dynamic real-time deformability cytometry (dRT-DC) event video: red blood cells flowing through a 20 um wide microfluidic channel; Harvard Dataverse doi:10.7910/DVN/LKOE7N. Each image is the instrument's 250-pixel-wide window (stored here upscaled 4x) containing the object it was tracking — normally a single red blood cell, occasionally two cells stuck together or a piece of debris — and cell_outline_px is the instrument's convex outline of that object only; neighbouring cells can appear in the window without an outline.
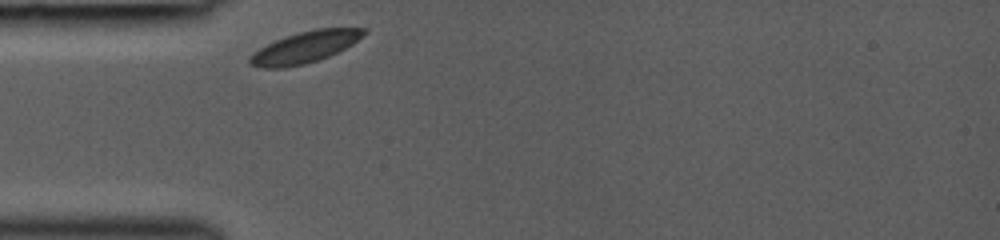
{"species": "common noctule bat (a hibernating species)", "species_latin": "Nyctalus noctula", "temperature_condition": "room temperature", "stored_images_in_passage": 27, "camera_frame_rate_fps": 3000, "um_per_image_px": 0.085, "animal": {"sex": "female", "body_mass_g": 19.0, "forearm_length_mm": 53.3}, "frame": {"image": 1, "passage_image": 1, "time_ms": 0.0, "image_size_px": [1000, 240], "cell_outline_px": [[368, 32], [352, 44], [328, 56], [304, 64], [284, 68], [264, 68], [248, 64], [248, 56], [260, 48], [276, 40], [296, 32], [316, 28], [368, 28]], "centroid_in_image_um": [25.91, 4.0], "position_along_channel_um": 59.1, "area_um2": 20.81}}
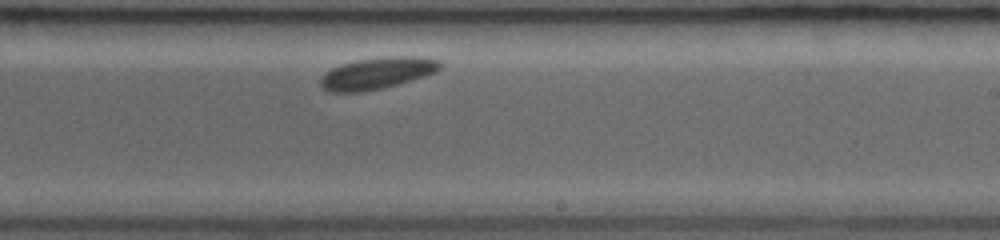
{"frame": {"image": 2, "passage_image": 16, "time_ms": 5.0, "image_size_px": [1000, 240], "cell_outline_px": [[444, 64], [436, 72], [396, 84], [380, 88], [360, 92], [328, 92], [320, 84], [320, 76], [324, 72], [340, 64], [356, 60], [384, 56], [420, 56], [440, 60]], "centroid_in_image_um": [32.04, 6.2], "position_along_channel_um": 257.0, "area_um2": 22.14}}
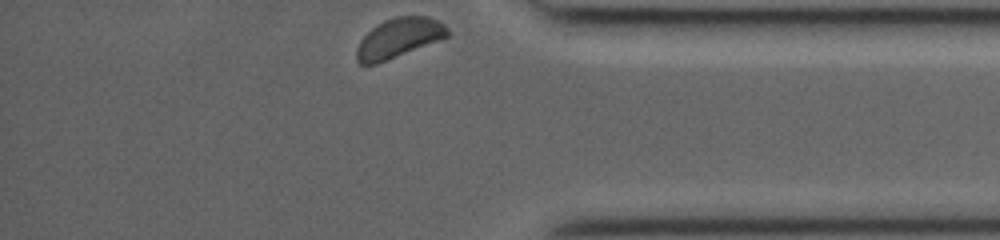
{"frame": {"image": 3, "passage_image": 27, "time_ms": 8.667, "image_size_px": [1000, 240], "cell_outline_px": [[448, 36], [376, 64], [360, 64], [356, 60], [356, 48], [360, 40], [376, 24], [384, 20], [396, 16], [428, 16], [440, 20], [448, 28]], "centroid_in_image_um": [33.87, 3.21], "position_along_channel_um": 401.3, "area_um2": 20.75}}